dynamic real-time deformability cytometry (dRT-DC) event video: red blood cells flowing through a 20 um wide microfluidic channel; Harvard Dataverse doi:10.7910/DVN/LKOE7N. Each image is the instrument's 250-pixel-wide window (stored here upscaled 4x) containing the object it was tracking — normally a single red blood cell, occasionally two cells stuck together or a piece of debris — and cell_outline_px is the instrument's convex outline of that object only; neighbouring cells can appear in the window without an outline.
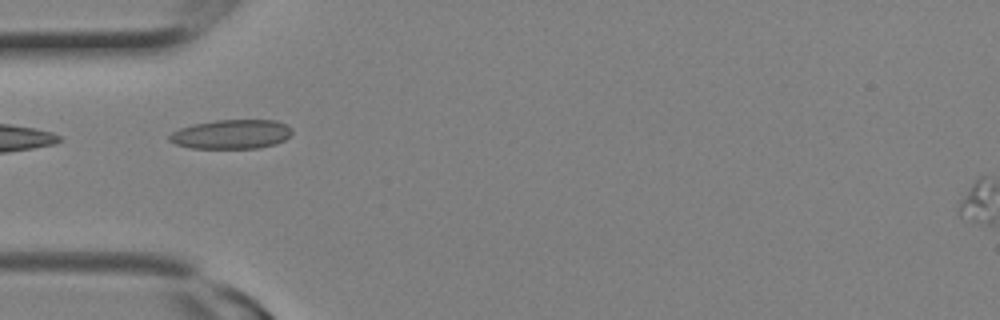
{"species": "Egyptian fruit bat (a non-hibernating species)", "species_latin": "Rousettus aegyptiacus", "temperature_condition": "room temperature", "stored_images_in_passage": 2, "camera_frame_rate_fps": 3000, "um_per_image_px": 0.085, "animal": {"sex": "female"}, "frame": {"image": 1, "passage_image": 1, "time_ms": 0.0, "image_size_px": [1000, 320], "cell_outline_px": [[292, 132], [284, 140], [276, 144], [260, 148], [192, 148], [176, 144], [168, 140], [168, 136], [172, 132], [180, 128], [192, 124], [216, 120], [276, 120], [288, 124], [292, 128]], "centroid_in_image_um": [19.69, 11.4], "position_along_channel_um": 65.3, "area_um2": 21.04}}